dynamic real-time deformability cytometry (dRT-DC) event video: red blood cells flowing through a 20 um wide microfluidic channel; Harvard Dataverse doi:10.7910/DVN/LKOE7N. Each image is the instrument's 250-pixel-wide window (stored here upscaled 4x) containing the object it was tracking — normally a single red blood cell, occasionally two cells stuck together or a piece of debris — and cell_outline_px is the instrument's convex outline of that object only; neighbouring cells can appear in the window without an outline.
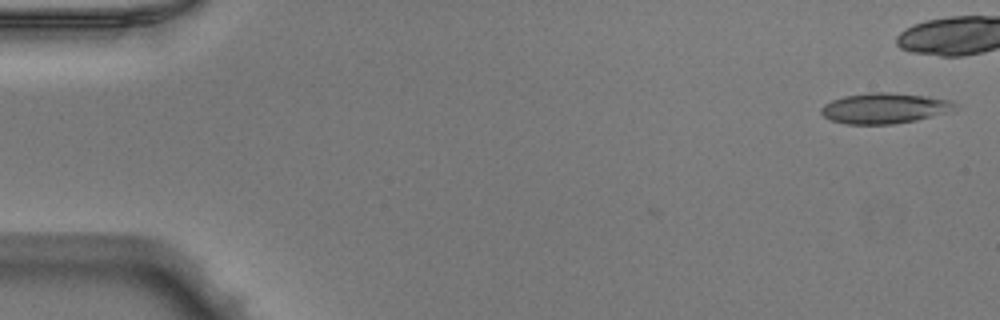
{"species": "Egyptian fruit bat (a non-hibernating species)", "species_latin": "Rousettus aegyptiacus", "temperature_condition": "warm", "stored_images_in_passage": 39, "camera_frame_rate_fps": 3000, "um_per_image_px": 0.085, "animal": {"sex": "male"}, "frame": {"image": 1, "passage_image": 1, "time_ms": 0.0, "image_size_px": [1000, 320], "cell_outline_px": [[956, 104], [944, 112], [916, 120], [892, 124], [844, 124], [832, 120], [824, 116], [820, 112], [820, 108], [824, 104], [832, 100], [844, 96], [868, 92], [888, 92], [928, 96], [952, 100]], "centroid_in_image_um": [75.1, 9.19], "position_along_channel_um": 9.9, "area_um2": 23.52}}
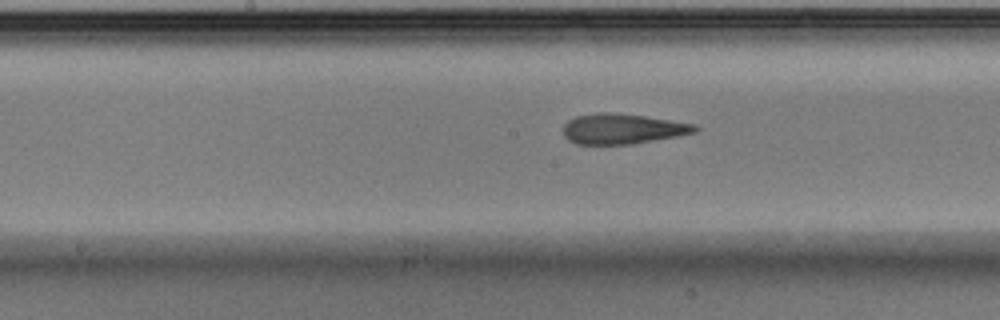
{"frame": {"image": 2, "passage_image": 25, "time_ms": 8.0, "image_size_px": [1000, 320], "cell_outline_px": [[700, 128], [696, 132], [676, 136], [632, 144], [576, 144], [568, 140], [564, 136], [564, 124], [568, 120], [576, 116], [600, 112], [608, 112], [644, 116], [696, 124]], "centroid_in_image_um": [52.9, 10.95], "position_along_channel_um": 195.3, "area_um2": 23.12}}
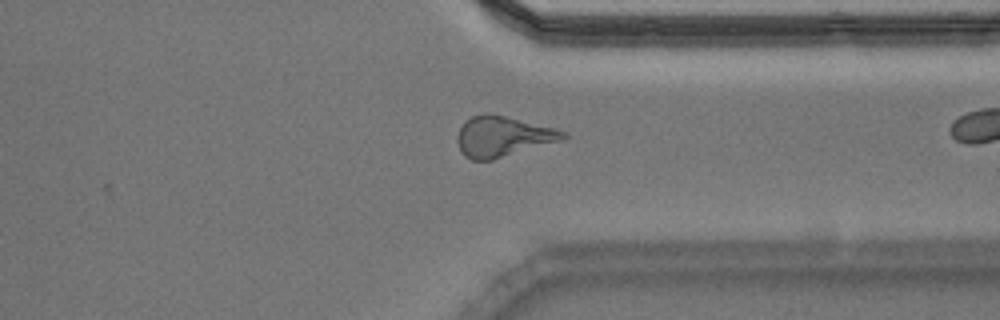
{"frame": {"image": 3, "passage_image": 38, "time_ms": 12.333, "image_size_px": [1000, 320], "cell_outline_px": [[568, 136], [564, 140], [492, 160], [472, 160], [464, 156], [456, 140], [456, 136], [464, 120], [472, 116], [484, 112], [492, 112], [556, 128], [564, 132]], "centroid_in_image_um": [42.73, 11.58], "position_along_channel_um": 368.7, "area_um2": 25.37}}